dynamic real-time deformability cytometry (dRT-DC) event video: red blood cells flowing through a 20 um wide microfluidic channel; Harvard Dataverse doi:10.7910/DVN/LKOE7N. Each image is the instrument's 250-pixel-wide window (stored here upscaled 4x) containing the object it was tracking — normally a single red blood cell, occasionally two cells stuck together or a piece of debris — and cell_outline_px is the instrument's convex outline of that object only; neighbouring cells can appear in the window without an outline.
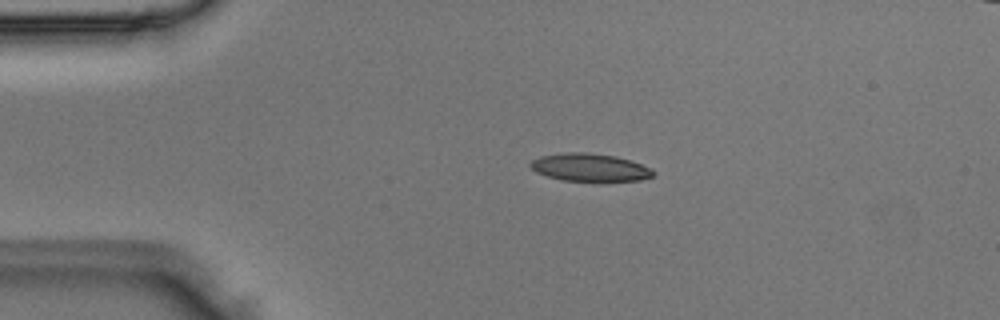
{"species": "Egyptian fruit bat (a non-hibernating species)", "species_latin": "Rousettus aegyptiacus", "temperature_condition": "room temperature", "stored_images_in_passage": 2, "camera_frame_rate_fps": 3000, "um_per_image_px": 0.085, "animal": {"sex": "male"}, "frame": {"image": 1, "passage_image": 1, "time_ms": 0.0, "image_size_px": [1000, 320], "cell_outline_px": [[656, 176], [640, 180], [600, 184], [564, 180], [548, 176], [536, 172], [528, 164], [532, 160], [540, 156], [564, 152], [584, 152], [616, 156], [632, 160], [652, 168], [656, 172]], "centroid_in_image_um": [50.23, 14.27], "position_along_channel_um": 34.8, "area_um2": 20.92}}